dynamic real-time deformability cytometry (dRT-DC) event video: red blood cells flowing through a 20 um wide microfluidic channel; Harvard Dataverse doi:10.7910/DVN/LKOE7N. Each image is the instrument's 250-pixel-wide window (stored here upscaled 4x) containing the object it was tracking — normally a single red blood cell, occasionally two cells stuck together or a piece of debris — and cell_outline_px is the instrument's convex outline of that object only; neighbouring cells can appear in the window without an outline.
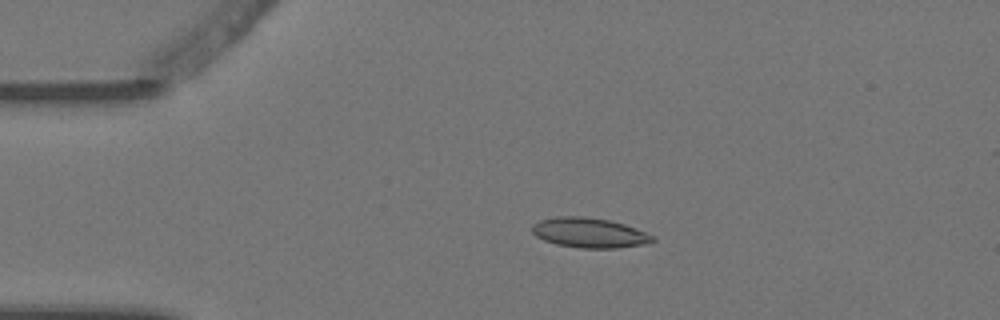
{"species": "Egyptian fruit bat (a non-hibernating species)", "species_latin": "Rousettus aegyptiacus", "temperature_condition": "warm", "stored_images_in_passage": 3, "camera_frame_rate_fps": 3000, "um_per_image_px": 0.085, "animal": {"sex": "female"}, "frame": {"image": 1, "passage_image": 2, "time_ms": 0.333, "image_size_px": [1000, 320], "cell_outline_px": [[656, 240], [644, 244], [616, 248], [580, 248], [556, 244], [544, 240], [536, 236], [532, 232], [532, 224], [540, 220], [556, 216], [584, 216], [608, 220], [624, 224], [636, 228], [652, 236]], "centroid_in_image_um": [50.06, 19.78], "position_along_channel_um": 34.9, "area_um2": 20.92}}